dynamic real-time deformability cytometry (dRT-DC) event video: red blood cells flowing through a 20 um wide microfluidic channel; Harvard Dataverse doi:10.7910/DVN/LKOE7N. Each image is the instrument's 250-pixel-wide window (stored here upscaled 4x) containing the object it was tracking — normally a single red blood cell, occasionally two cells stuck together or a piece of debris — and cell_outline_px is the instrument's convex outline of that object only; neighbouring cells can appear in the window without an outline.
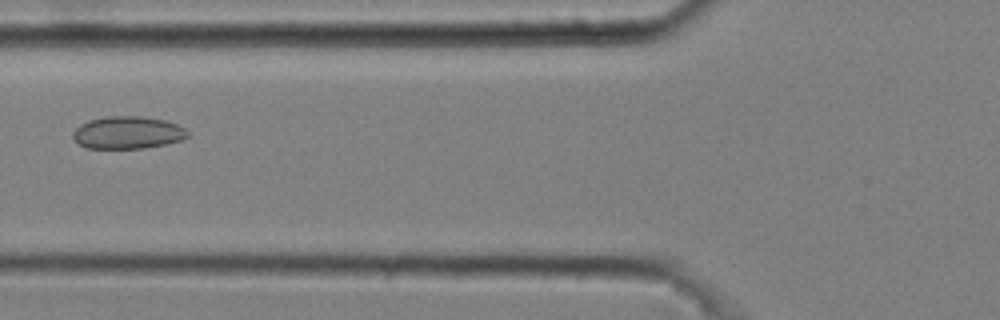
{"species": "common noctule bat (a hibernating species)", "species_latin": "Nyctalus noctula", "temperature_condition": "cold", "stored_images_in_passage": 4, "camera_frame_rate_fps": 3000, "um_per_image_px": 0.085, "animal": {"sex": "male", "body_mass_g": 20.4}, "frame": {"image": 1, "passage_image": 2, "time_ms": 0.333, "image_size_px": [1000, 320], "cell_outline_px": [[192, 132], [184, 140], [144, 148], [84, 148], [72, 136], [72, 132], [80, 124], [88, 120], [108, 116], [144, 116], [164, 120], [176, 124]], "centroid_in_image_um": [10.87, 11.26], "position_along_channel_um": 114.9, "area_um2": 21.85}}
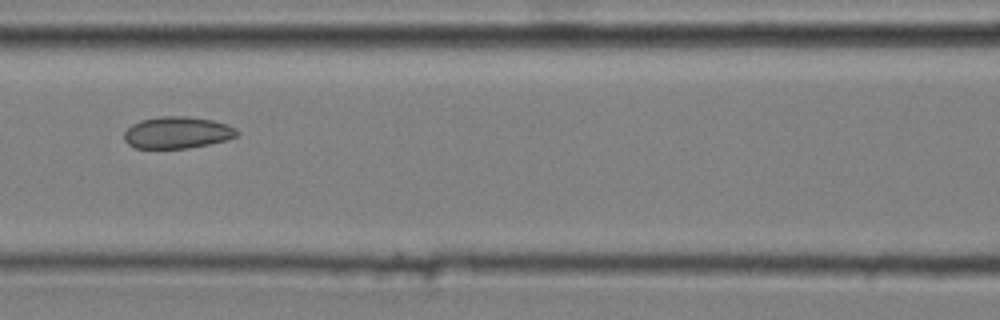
{"frame": {"image": 2, "passage_image": 3, "time_ms": 0.667, "image_size_px": [1000, 320], "cell_outline_px": [[240, 136], [208, 144], [188, 148], [136, 148], [128, 144], [124, 140], [124, 132], [132, 124], [140, 120], [160, 116], [188, 116], [212, 120], [228, 124], [236, 128], [240, 132]], "centroid_in_image_um": [15.09, 11.26], "position_along_channel_um": 151.5, "area_um2": 21.04}}
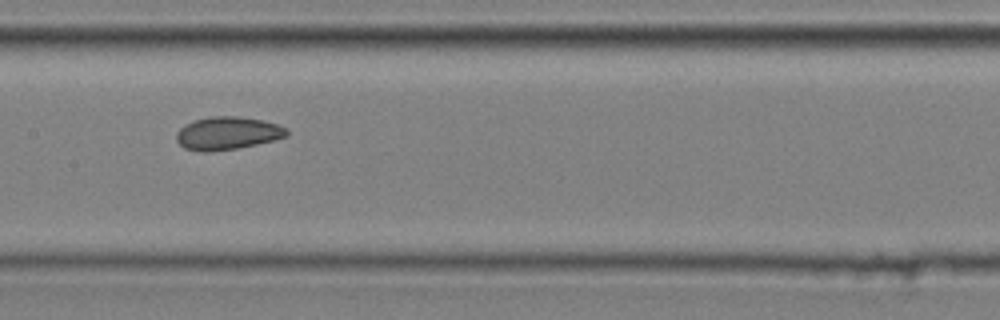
{"frame": {"image": 3, "passage_image": 4, "time_ms": 1.0, "image_size_px": [1000, 320], "cell_outline_px": [[288, 136], [256, 144], [236, 148], [212, 152], [200, 152], [184, 148], [176, 140], [176, 132], [180, 128], [192, 120], [208, 116], [236, 116], [260, 120], [276, 124], [288, 128]], "centroid_in_image_um": [19.29, 11.32], "position_along_channel_um": 188.1, "area_um2": 21.21}}